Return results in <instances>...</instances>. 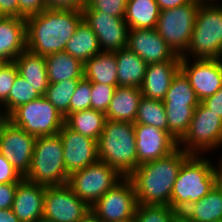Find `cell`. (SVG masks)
<instances>
[{
    "label": "cell",
    "mask_w": 222,
    "mask_h": 222,
    "mask_svg": "<svg viewBox=\"0 0 222 222\" xmlns=\"http://www.w3.org/2000/svg\"><path fill=\"white\" fill-rule=\"evenodd\" d=\"M83 20L77 9H45L25 19L27 50L42 56L64 51Z\"/></svg>",
    "instance_id": "cell-1"
},
{
    "label": "cell",
    "mask_w": 222,
    "mask_h": 222,
    "mask_svg": "<svg viewBox=\"0 0 222 222\" xmlns=\"http://www.w3.org/2000/svg\"><path fill=\"white\" fill-rule=\"evenodd\" d=\"M190 156L181 147L169 155L138 166L128 178L132 181L137 204L167 205L182 163Z\"/></svg>",
    "instance_id": "cell-2"
},
{
    "label": "cell",
    "mask_w": 222,
    "mask_h": 222,
    "mask_svg": "<svg viewBox=\"0 0 222 222\" xmlns=\"http://www.w3.org/2000/svg\"><path fill=\"white\" fill-rule=\"evenodd\" d=\"M222 174V158L218 168L202 155H190L181 165L171 194V208L180 212L188 204L205 197Z\"/></svg>",
    "instance_id": "cell-3"
},
{
    "label": "cell",
    "mask_w": 222,
    "mask_h": 222,
    "mask_svg": "<svg viewBox=\"0 0 222 222\" xmlns=\"http://www.w3.org/2000/svg\"><path fill=\"white\" fill-rule=\"evenodd\" d=\"M98 159L128 177L137 167L134 123L106 120L97 140Z\"/></svg>",
    "instance_id": "cell-4"
},
{
    "label": "cell",
    "mask_w": 222,
    "mask_h": 222,
    "mask_svg": "<svg viewBox=\"0 0 222 222\" xmlns=\"http://www.w3.org/2000/svg\"><path fill=\"white\" fill-rule=\"evenodd\" d=\"M24 178L44 186L67 184L69 174L65 168L63 144L59 134L36 138L31 167Z\"/></svg>",
    "instance_id": "cell-5"
},
{
    "label": "cell",
    "mask_w": 222,
    "mask_h": 222,
    "mask_svg": "<svg viewBox=\"0 0 222 222\" xmlns=\"http://www.w3.org/2000/svg\"><path fill=\"white\" fill-rule=\"evenodd\" d=\"M221 45L222 5L200 3L189 46L181 58L216 59Z\"/></svg>",
    "instance_id": "cell-6"
},
{
    "label": "cell",
    "mask_w": 222,
    "mask_h": 222,
    "mask_svg": "<svg viewBox=\"0 0 222 222\" xmlns=\"http://www.w3.org/2000/svg\"><path fill=\"white\" fill-rule=\"evenodd\" d=\"M199 0L160 11L156 30L180 57L187 51L193 33Z\"/></svg>",
    "instance_id": "cell-7"
},
{
    "label": "cell",
    "mask_w": 222,
    "mask_h": 222,
    "mask_svg": "<svg viewBox=\"0 0 222 222\" xmlns=\"http://www.w3.org/2000/svg\"><path fill=\"white\" fill-rule=\"evenodd\" d=\"M190 155H202L222 146V119L202 102L195 108L189 129L178 142Z\"/></svg>",
    "instance_id": "cell-8"
},
{
    "label": "cell",
    "mask_w": 222,
    "mask_h": 222,
    "mask_svg": "<svg viewBox=\"0 0 222 222\" xmlns=\"http://www.w3.org/2000/svg\"><path fill=\"white\" fill-rule=\"evenodd\" d=\"M8 117L14 126L36 137L57 135L65 119L44 96L21 105Z\"/></svg>",
    "instance_id": "cell-9"
},
{
    "label": "cell",
    "mask_w": 222,
    "mask_h": 222,
    "mask_svg": "<svg viewBox=\"0 0 222 222\" xmlns=\"http://www.w3.org/2000/svg\"><path fill=\"white\" fill-rule=\"evenodd\" d=\"M124 177L102 161L69 175L67 185L90 207Z\"/></svg>",
    "instance_id": "cell-10"
},
{
    "label": "cell",
    "mask_w": 222,
    "mask_h": 222,
    "mask_svg": "<svg viewBox=\"0 0 222 222\" xmlns=\"http://www.w3.org/2000/svg\"><path fill=\"white\" fill-rule=\"evenodd\" d=\"M137 205L134 185L124 177L90 209L102 222H133Z\"/></svg>",
    "instance_id": "cell-11"
},
{
    "label": "cell",
    "mask_w": 222,
    "mask_h": 222,
    "mask_svg": "<svg viewBox=\"0 0 222 222\" xmlns=\"http://www.w3.org/2000/svg\"><path fill=\"white\" fill-rule=\"evenodd\" d=\"M90 206L67 185L46 186L43 218L52 222H80Z\"/></svg>",
    "instance_id": "cell-12"
},
{
    "label": "cell",
    "mask_w": 222,
    "mask_h": 222,
    "mask_svg": "<svg viewBox=\"0 0 222 222\" xmlns=\"http://www.w3.org/2000/svg\"><path fill=\"white\" fill-rule=\"evenodd\" d=\"M36 138L10 121L2 129L0 153L22 177L30 170Z\"/></svg>",
    "instance_id": "cell-13"
},
{
    "label": "cell",
    "mask_w": 222,
    "mask_h": 222,
    "mask_svg": "<svg viewBox=\"0 0 222 222\" xmlns=\"http://www.w3.org/2000/svg\"><path fill=\"white\" fill-rule=\"evenodd\" d=\"M82 13L83 20L96 34L102 51L114 52L127 47L129 27L124 18L98 10H82Z\"/></svg>",
    "instance_id": "cell-14"
},
{
    "label": "cell",
    "mask_w": 222,
    "mask_h": 222,
    "mask_svg": "<svg viewBox=\"0 0 222 222\" xmlns=\"http://www.w3.org/2000/svg\"><path fill=\"white\" fill-rule=\"evenodd\" d=\"M181 58L180 70L189 79L198 100L214 95L222 87V65L217 59Z\"/></svg>",
    "instance_id": "cell-15"
},
{
    "label": "cell",
    "mask_w": 222,
    "mask_h": 222,
    "mask_svg": "<svg viewBox=\"0 0 222 222\" xmlns=\"http://www.w3.org/2000/svg\"><path fill=\"white\" fill-rule=\"evenodd\" d=\"M58 134L63 144L64 164L69 175L99 161L96 140L71 130L65 124Z\"/></svg>",
    "instance_id": "cell-16"
},
{
    "label": "cell",
    "mask_w": 222,
    "mask_h": 222,
    "mask_svg": "<svg viewBox=\"0 0 222 222\" xmlns=\"http://www.w3.org/2000/svg\"><path fill=\"white\" fill-rule=\"evenodd\" d=\"M138 166L165 157L178 147V142L165 130L134 124Z\"/></svg>",
    "instance_id": "cell-17"
},
{
    "label": "cell",
    "mask_w": 222,
    "mask_h": 222,
    "mask_svg": "<svg viewBox=\"0 0 222 222\" xmlns=\"http://www.w3.org/2000/svg\"><path fill=\"white\" fill-rule=\"evenodd\" d=\"M127 48L147 64L171 61L176 56L156 29H129Z\"/></svg>",
    "instance_id": "cell-18"
},
{
    "label": "cell",
    "mask_w": 222,
    "mask_h": 222,
    "mask_svg": "<svg viewBox=\"0 0 222 222\" xmlns=\"http://www.w3.org/2000/svg\"><path fill=\"white\" fill-rule=\"evenodd\" d=\"M46 186L22 178L16 188L12 210L21 222H37L43 218Z\"/></svg>",
    "instance_id": "cell-19"
},
{
    "label": "cell",
    "mask_w": 222,
    "mask_h": 222,
    "mask_svg": "<svg viewBox=\"0 0 222 222\" xmlns=\"http://www.w3.org/2000/svg\"><path fill=\"white\" fill-rule=\"evenodd\" d=\"M180 60L181 57L176 55L171 61L147 64L140 87L143 97L163 101L173 77L180 70Z\"/></svg>",
    "instance_id": "cell-20"
},
{
    "label": "cell",
    "mask_w": 222,
    "mask_h": 222,
    "mask_svg": "<svg viewBox=\"0 0 222 222\" xmlns=\"http://www.w3.org/2000/svg\"><path fill=\"white\" fill-rule=\"evenodd\" d=\"M179 215L189 222L222 221V174L205 197L188 204Z\"/></svg>",
    "instance_id": "cell-21"
},
{
    "label": "cell",
    "mask_w": 222,
    "mask_h": 222,
    "mask_svg": "<svg viewBox=\"0 0 222 222\" xmlns=\"http://www.w3.org/2000/svg\"><path fill=\"white\" fill-rule=\"evenodd\" d=\"M26 47L25 18L3 17L0 20V58L14 61Z\"/></svg>",
    "instance_id": "cell-22"
},
{
    "label": "cell",
    "mask_w": 222,
    "mask_h": 222,
    "mask_svg": "<svg viewBox=\"0 0 222 222\" xmlns=\"http://www.w3.org/2000/svg\"><path fill=\"white\" fill-rule=\"evenodd\" d=\"M142 96L139 87L117 86L105 113L106 119L134 123Z\"/></svg>",
    "instance_id": "cell-23"
},
{
    "label": "cell",
    "mask_w": 222,
    "mask_h": 222,
    "mask_svg": "<svg viewBox=\"0 0 222 222\" xmlns=\"http://www.w3.org/2000/svg\"><path fill=\"white\" fill-rule=\"evenodd\" d=\"M14 63L18 74L30 83L41 96H44L49 85L45 56L26 49L14 60Z\"/></svg>",
    "instance_id": "cell-24"
},
{
    "label": "cell",
    "mask_w": 222,
    "mask_h": 222,
    "mask_svg": "<svg viewBox=\"0 0 222 222\" xmlns=\"http://www.w3.org/2000/svg\"><path fill=\"white\" fill-rule=\"evenodd\" d=\"M118 86L141 87L147 63L129 48L115 51Z\"/></svg>",
    "instance_id": "cell-25"
},
{
    "label": "cell",
    "mask_w": 222,
    "mask_h": 222,
    "mask_svg": "<svg viewBox=\"0 0 222 222\" xmlns=\"http://www.w3.org/2000/svg\"><path fill=\"white\" fill-rule=\"evenodd\" d=\"M49 83L84 77V64L66 51L45 56Z\"/></svg>",
    "instance_id": "cell-26"
},
{
    "label": "cell",
    "mask_w": 222,
    "mask_h": 222,
    "mask_svg": "<svg viewBox=\"0 0 222 222\" xmlns=\"http://www.w3.org/2000/svg\"><path fill=\"white\" fill-rule=\"evenodd\" d=\"M115 51H101L84 63V78L93 82L118 86Z\"/></svg>",
    "instance_id": "cell-27"
},
{
    "label": "cell",
    "mask_w": 222,
    "mask_h": 222,
    "mask_svg": "<svg viewBox=\"0 0 222 222\" xmlns=\"http://www.w3.org/2000/svg\"><path fill=\"white\" fill-rule=\"evenodd\" d=\"M64 51L79 59L83 64L93 56L99 54L98 38L90 26L82 20L73 36L67 42Z\"/></svg>",
    "instance_id": "cell-28"
},
{
    "label": "cell",
    "mask_w": 222,
    "mask_h": 222,
    "mask_svg": "<svg viewBox=\"0 0 222 222\" xmlns=\"http://www.w3.org/2000/svg\"><path fill=\"white\" fill-rule=\"evenodd\" d=\"M159 14L155 0H127L124 20L129 29H156Z\"/></svg>",
    "instance_id": "cell-29"
},
{
    "label": "cell",
    "mask_w": 222,
    "mask_h": 222,
    "mask_svg": "<svg viewBox=\"0 0 222 222\" xmlns=\"http://www.w3.org/2000/svg\"><path fill=\"white\" fill-rule=\"evenodd\" d=\"M106 120L103 112L90 108L68 114L64 124L71 130L97 141L103 132Z\"/></svg>",
    "instance_id": "cell-30"
},
{
    "label": "cell",
    "mask_w": 222,
    "mask_h": 222,
    "mask_svg": "<svg viewBox=\"0 0 222 222\" xmlns=\"http://www.w3.org/2000/svg\"><path fill=\"white\" fill-rule=\"evenodd\" d=\"M198 105L164 104L168 133L179 142L189 129L193 113Z\"/></svg>",
    "instance_id": "cell-31"
},
{
    "label": "cell",
    "mask_w": 222,
    "mask_h": 222,
    "mask_svg": "<svg viewBox=\"0 0 222 222\" xmlns=\"http://www.w3.org/2000/svg\"><path fill=\"white\" fill-rule=\"evenodd\" d=\"M134 124H145L168 132V120L162 100L141 98Z\"/></svg>",
    "instance_id": "cell-32"
},
{
    "label": "cell",
    "mask_w": 222,
    "mask_h": 222,
    "mask_svg": "<svg viewBox=\"0 0 222 222\" xmlns=\"http://www.w3.org/2000/svg\"><path fill=\"white\" fill-rule=\"evenodd\" d=\"M81 79H69L58 83H49L44 97L65 118L70 114V101Z\"/></svg>",
    "instance_id": "cell-33"
},
{
    "label": "cell",
    "mask_w": 222,
    "mask_h": 222,
    "mask_svg": "<svg viewBox=\"0 0 222 222\" xmlns=\"http://www.w3.org/2000/svg\"><path fill=\"white\" fill-rule=\"evenodd\" d=\"M196 93L189 79L179 70L173 77L170 87L163 99V104L199 105Z\"/></svg>",
    "instance_id": "cell-34"
},
{
    "label": "cell",
    "mask_w": 222,
    "mask_h": 222,
    "mask_svg": "<svg viewBox=\"0 0 222 222\" xmlns=\"http://www.w3.org/2000/svg\"><path fill=\"white\" fill-rule=\"evenodd\" d=\"M40 96L30 83L17 74L13 86L9 91L8 99L1 105L4 108L3 113L9 116L16 108Z\"/></svg>",
    "instance_id": "cell-35"
},
{
    "label": "cell",
    "mask_w": 222,
    "mask_h": 222,
    "mask_svg": "<svg viewBox=\"0 0 222 222\" xmlns=\"http://www.w3.org/2000/svg\"><path fill=\"white\" fill-rule=\"evenodd\" d=\"M179 212L167 205H140L135 210L133 222H174Z\"/></svg>",
    "instance_id": "cell-36"
},
{
    "label": "cell",
    "mask_w": 222,
    "mask_h": 222,
    "mask_svg": "<svg viewBox=\"0 0 222 222\" xmlns=\"http://www.w3.org/2000/svg\"><path fill=\"white\" fill-rule=\"evenodd\" d=\"M117 86L91 82V108L104 114Z\"/></svg>",
    "instance_id": "cell-37"
},
{
    "label": "cell",
    "mask_w": 222,
    "mask_h": 222,
    "mask_svg": "<svg viewBox=\"0 0 222 222\" xmlns=\"http://www.w3.org/2000/svg\"><path fill=\"white\" fill-rule=\"evenodd\" d=\"M127 0H87L82 10H98L113 17L124 18Z\"/></svg>",
    "instance_id": "cell-38"
},
{
    "label": "cell",
    "mask_w": 222,
    "mask_h": 222,
    "mask_svg": "<svg viewBox=\"0 0 222 222\" xmlns=\"http://www.w3.org/2000/svg\"><path fill=\"white\" fill-rule=\"evenodd\" d=\"M91 81L84 77L79 81L70 101V113L91 108Z\"/></svg>",
    "instance_id": "cell-39"
},
{
    "label": "cell",
    "mask_w": 222,
    "mask_h": 222,
    "mask_svg": "<svg viewBox=\"0 0 222 222\" xmlns=\"http://www.w3.org/2000/svg\"><path fill=\"white\" fill-rule=\"evenodd\" d=\"M17 74L18 69L14 61L5 62L0 68V106L8 99Z\"/></svg>",
    "instance_id": "cell-40"
},
{
    "label": "cell",
    "mask_w": 222,
    "mask_h": 222,
    "mask_svg": "<svg viewBox=\"0 0 222 222\" xmlns=\"http://www.w3.org/2000/svg\"><path fill=\"white\" fill-rule=\"evenodd\" d=\"M47 8L45 0H18V17L26 19Z\"/></svg>",
    "instance_id": "cell-41"
},
{
    "label": "cell",
    "mask_w": 222,
    "mask_h": 222,
    "mask_svg": "<svg viewBox=\"0 0 222 222\" xmlns=\"http://www.w3.org/2000/svg\"><path fill=\"white\" fill-rule=\"evenodd\" d=\"M23 177L0 153V184L18 183Z\"/></svg>",
    "instance_id": "cell-42"
},
{
    "label": "cell",
    "mask_w": 222,
    "mask_h": 222,
    "mask_svg": "<svg viewBox=\"0 0 222 222\" xmlns=\"http://www.w3.org/2000/svg\"><path fill=\"white\" fill-rule=\"evenodd\" d=\"M17 184H0V209L12 208Z\"/></svg>",
    "instance_id": "cell-43"
},
{
    "label": "cell",
    "mask_w": 222,
    "mask_h": 222,
    "mask_svg": "<svg viewBox=\"0 0 222 222\" xmlns=\"http://www.w3.org/2000/svg\"><path fill=\"white\" fill-rule=\"evenodd\" d=\"M49 9H77L82 11L87 0H45Z\"/></svg>",
    "instance_id": "cell-44"
},
{
    "label": "cell",
    "mask_w": 222,
    "mask_h": 222,
    "mask_svg": "<svg viewBox=\"0 0 222 222\" xmlns=\"http://www.w3.org/2000/svg\"><path fill=\"white\" fill-rule=\"evenodd\" d=\"M201 102L222 119V87L214 95Z\"/></svg>",
    "instance_id": "cell-45"
},
{
    "label": "cell",
    "mask_w": 222,
    "mask_h": 222,
    "mask_svg": "<svg viewBox=\"0 0 222 222\" xmlns=\"http://www.w3.org/2000/svg\"><path fill=\"white\" fill-rule=\"evenodd\" d=\"M0 14L3 17H18V0H0Z\"/></svg>",
    "instance_id": "cell-46"
},
{
    "label": "cell",
    "mask_w": 222,
    "mask_h": 222,
    "mask_svg": "<svg viewBox=\"0 0 222 222\" xmlns=\"http://www.w3.org/2000/svg\"><path fill=\"white\" fill-rule=\"evenodd\" d=\"M160 11L186 5L195 0H155Z\"/></svg>",
    "instance_id": "cell-47"
},
{
    "label": "cell",
    "mask_w": 222,
    "mask_h": 222,
    "mask_svg": "<svg viewBox=\"0 0 222 222\" xmlns=\"http://www.w3.org/2000/svg\"><path fill=\"white\" fill-rule=\"evenodd\" d=\"M0 222H21L14 214L12 208L0 209Z\"/></svg>",
    "instance_id": "cell-48"
},
{
    "label": "cell",
    "mask_w": 222,
    "mask_h": 222,
    "mask_svg": "<svg viewBox=\"0 0 222 222\" xmlns=\"http://www.w3.org/2000/svg\"><path fill=\"white\" fill-rule=\"evenodd\" d=\"M80 222H102L92 211H90Z\"/></svg>",
    "instance_id": "cell-49"
},
{
    "label": "cell",
    "mask_w": 222,
    "mask_h": 222,
    "mask_svg": "<svg viewBox=\"0 0 222 222\" xmlns=\"http://www.w3.org/2000/svg\"><path fill=\"white\" fill-rule=\"evenodd\" d=\"M2 111L3 110L1 109L0 111V135H1L3 127L9 121V117L5 115Z\"/></svg>",
    "instance_id": "cell-50"
},
{
    "label": "cell",
    "mask_w": 222,
    "mask_h": 222,
    "mask_svg": "<svg viewBox=\"0 0 222 222\" xmlns=\"http://www.w3.org/2000/svg\"><path fill=\"white\" fill-rule=\"evenodd\" d=\"M212 1V2H211ZM214 1V2H213ZM201 4H218L216 0H199Z\"/></svg>",
    "instance_id": "cell-51"
},
{
    "label": "cell",
    "mask_w": 222,
    "mask_h": 222,
    "mask_svg": "<svg viewBox=\"0 0 222 222\" xmlns=\"http://www.w3.org/2000/svg\"><path fill=\"white\" fill-rule=\"evenodd\" d=\"M216 59L222 65V45H221V49H220L219 54L217 55Z\"/></svg>",
    "instance_id": "cell-52"
},
{
    "label": "cell",
    "mask_w": 222,
    "mask_h": 222,
    "mask_svg": "<svg viewBox=\"0 0 222 222\" xmlns=\"http://www.w3.org/2000/svg\"><path fill=\"white\" fill-rule=\"evenodd\" d=\"M174 222H189V221L184 220V219L179 215Z\"/></svg>",
    "instance_id": "cell-53"
},
{
    "label": "cell",
    "mask_w": 222,
    "mask_h": 222,
    "mask_svg": "<svg viewBox=\"0 0 222 222\" xmlns=\"http://www.w3.org/2000/svg\"><path fill=\"white\" fill-rule=\"evenodd\" d=\"M37 222H52V221H49V220H46V219H44V218H41L39 221H37Z\"/></svg>",
    "instance_id": "cell-54"
},
{
    "label": "cell",
    "mask_w": 222,
    "mask_h": 222,
    "mask_svg": "<svg viewBox=\"0 0 222 222\" xmlns=\"http://www.w3.org/2000/svg\"><path fill=\"white\" fill-rule=\"evenodd\" d=\"M5 64V61L0 58V68Z\"/></svg>",
    "instance_id": "cell-55"
}]
</instances>
